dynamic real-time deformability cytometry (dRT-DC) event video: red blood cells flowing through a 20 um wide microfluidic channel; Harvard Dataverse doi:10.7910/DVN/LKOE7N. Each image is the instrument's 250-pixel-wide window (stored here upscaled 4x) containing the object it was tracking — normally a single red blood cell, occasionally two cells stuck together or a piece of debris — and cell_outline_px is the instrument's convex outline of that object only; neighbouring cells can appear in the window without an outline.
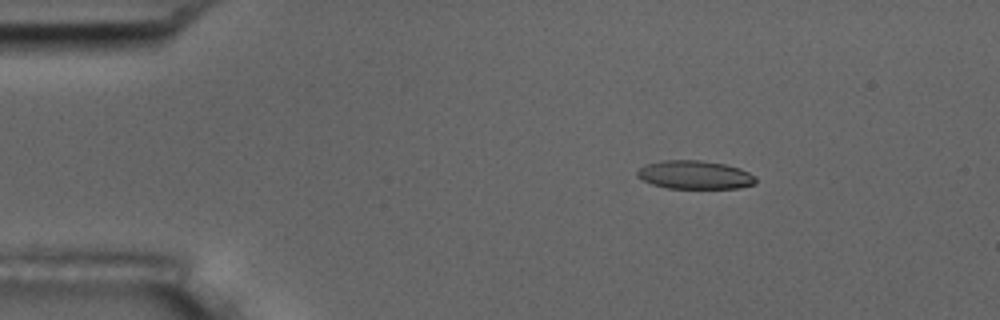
{"species": "common noctule bat (a hibernating species)", "species_latin": "Nyctalus noctula", "temperature_condition": "room temperature", "stored_images_in_passage": 4, "camera_frame_rate_fps": 3000, "um_per_image_px": 0.085, "animal": {"sex": "male", "body_mass_g": 17.5, "forearm_length_mm": 52.3}, "frame": {"image": 1, "passage_image": 2, "time_ms": 1.333, "image_size_px": [1000, 320], "cell_outline_px": [[756, 184], [736, 188], [668, 188], [652, 184], [636, 176], [636, 172], [640, 168], [648, 164], [660, 160], [700, 160], [724, 164], [740, 168], [756, 176]], "centroid_in_image_um": [59.07, 14.86], "position_along_channel_um": 25.9, "area_um2": 19.59}}